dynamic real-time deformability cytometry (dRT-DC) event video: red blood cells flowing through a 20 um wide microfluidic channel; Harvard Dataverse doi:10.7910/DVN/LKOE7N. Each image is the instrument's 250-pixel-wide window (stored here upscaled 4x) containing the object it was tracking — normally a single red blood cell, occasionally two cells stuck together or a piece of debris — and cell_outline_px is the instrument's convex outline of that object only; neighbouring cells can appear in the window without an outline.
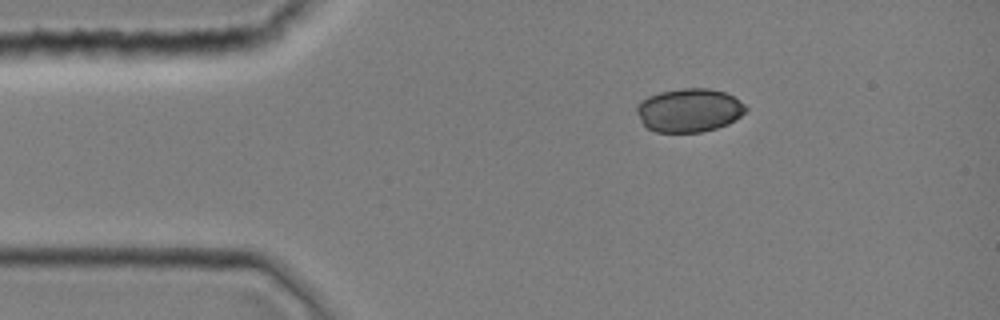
{"species": "common noctule bat (a hibernating species)", "species_latin": "Nyctalus noctula", "temperature_condition": "room temperature", "stored_images_in_passage": 37, "camera_frame_rate_fps": 3000, "um_per_image_px": 0.085, "animal": {"sex": "female", "body_mass_g": 19.0, "forearm_length_mm": 51.5}, "frame": {"image": 1, "passage_image": 1, "time_ms": 0.0, "image_size_px": [1000, 320], "cell_outline_px": [[748, 108], [740, 116], [728, 124], [716, 128], [700, 132], [656, 132], [648, 128], [640, 120], [636, 112], [636, 104], [640, 100], [648, 96], [660, 92], [684, 88], [708, 88], [724, 92], [732, 96], [744, 104]], "centroid_in_image_um": [58.54, 9.37], "position_along_channel_um": 26.5, "area_um2": 27.63}}
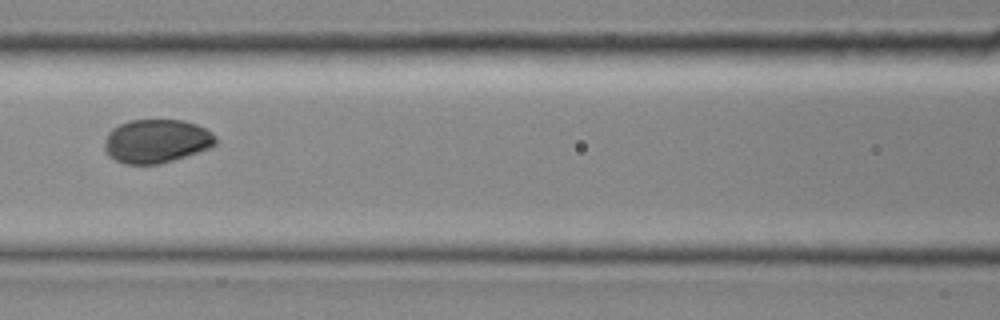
{"frame": {"image": 2, "passage_image": 13, "time_ms": 4.0, "image_size_px": [1000, 320], "cell_outline_px": [[216, 144], [200, 152], [160, 164], [124, 164], [108, 156], [104, 152], [104, 144], [108, 132], [112, 128], [128, 120], [184, 120], [196, 124], [212, 132], [216, 136]], "centroid_in_image_um": [13.28, 12.0], "position_along_channel_um": 153.3, "area_um2": 28.5}}
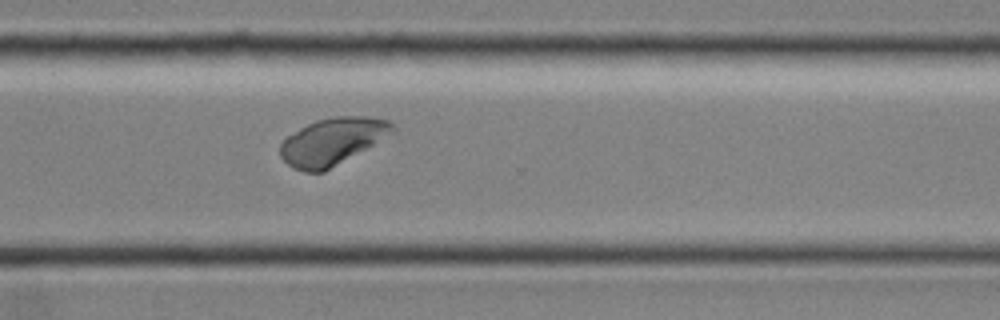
{"frame": {"image": 3, "passage_image": 26, "time_ms": 8.333, "image_size_px": [1000, 320], "cell_outline_px": [[396, 128], [372, 144], [324, 172], [304, 172], [292, 168], [280, 156], [280, 144], [288, 136], [300, 128], [316, 120], [332, 116], [372, 116], [388, 120]], "centroid_in_image_um": [28.19, 12.01], "position_along_channel_um": 342.4, "area_um2": 30.17}}